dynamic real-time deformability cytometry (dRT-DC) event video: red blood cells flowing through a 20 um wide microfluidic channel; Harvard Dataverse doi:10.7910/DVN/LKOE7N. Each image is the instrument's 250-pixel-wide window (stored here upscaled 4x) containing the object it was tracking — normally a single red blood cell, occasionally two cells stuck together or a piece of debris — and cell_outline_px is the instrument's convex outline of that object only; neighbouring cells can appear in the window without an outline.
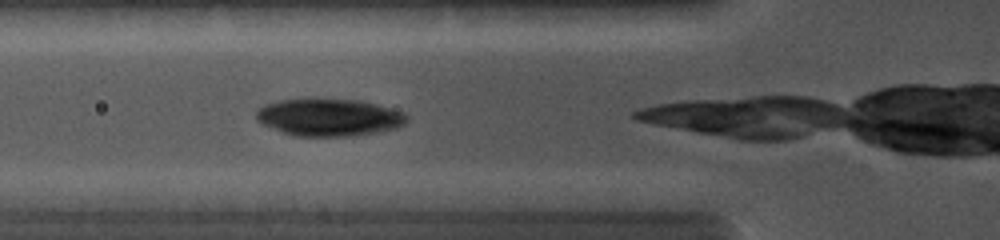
{"species": "common noctule bat (a hibernating species)", "species_latin": "Nyctalus noctula", "temperature_condition": "cold", "stored_images_in_passage": 19, "camera_frame_rate_fps": 5000, "um_per_image_px": 0.085, "animal": {"sex": "female", "body_mass_g": 19.0, "forearm_length_mm": 56.7}, "frame": {"image": 1, "passage_image": 4, "time_ms": 0.8, "image_size_px": [1000, 240], "cell_outline_px": [[408, 120], [404, 124], [396, 128], [380, 132], [352, 136], [296, 136], [284, 132], [264, 124], [256, 120], [256, 112], [260, 108], [268, 104], [280, 100], [308, 96], [316, 96], [360, 100], [376, 104], [404, 112], [408, 116]], "centroid_in_image_um": [27.99, 9.93], "position_along_channel_um": 97.8, "area_um2": 33.52}}